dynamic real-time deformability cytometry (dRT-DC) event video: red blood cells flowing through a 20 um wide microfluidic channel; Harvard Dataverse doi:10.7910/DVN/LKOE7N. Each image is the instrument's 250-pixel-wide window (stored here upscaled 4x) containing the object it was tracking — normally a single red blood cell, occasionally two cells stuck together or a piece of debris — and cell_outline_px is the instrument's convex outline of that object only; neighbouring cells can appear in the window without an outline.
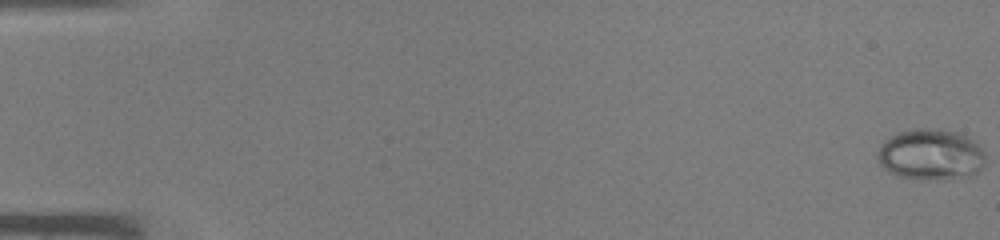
{"species": "common noctule bat (a hibernating species)", "species_latin": "Nyctalus noctula", "temperature_condition": "warm", "stored_images_in_passage": 44, "camera_frame_rate_fps": 3000, "um_per_image_px": 0.085, "animal": {"sex": "male", "body_mass_g": 19.0, "forearm_length_mm": 50.8}, "frame": {"image": 1, "passage_image": 1, "time_ms": 0.0, "image_size_px": [1000, 240], "cell_outline_px": [[984, 164], [976, 172], [968, 176], [936, 180], [924, 180], [900, 176], [888, 172], [880, 164], [880, 144], [892, 136], [900, 132], [916, 128], [936, 128], [956, 132], [972, 140], [984, 152]], "centroid_in_image_um": [79.12, 13.14], "position_along_channel_um": 5.9, "area_um2": 31.62}}
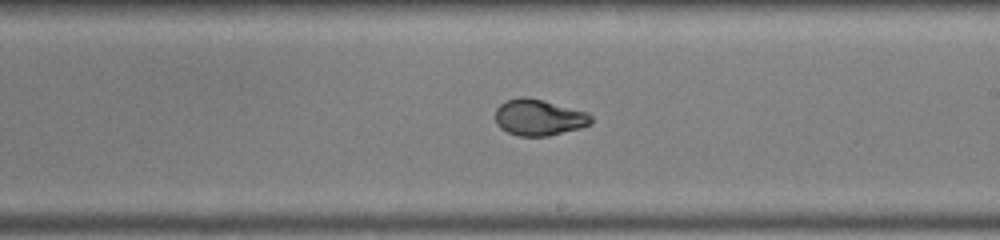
{"frame": {"image": 2, "passage_image": 28, "time_ms": 9.0, "image_size_px": [1000, 240], "cell_outline_px": [[592, 124], [580, 128], [548, 136], [520, 136], [508, 132], [500, 128], [496, 124], [496, 108], [500, 104], [508, 100], [520, 96], [524, 96], [588, 112], [592, 116]], "centroid_in_image_um": [45.81, 9.99], "position_along_channel_um": 243.2, "area_um2": 20.11}}
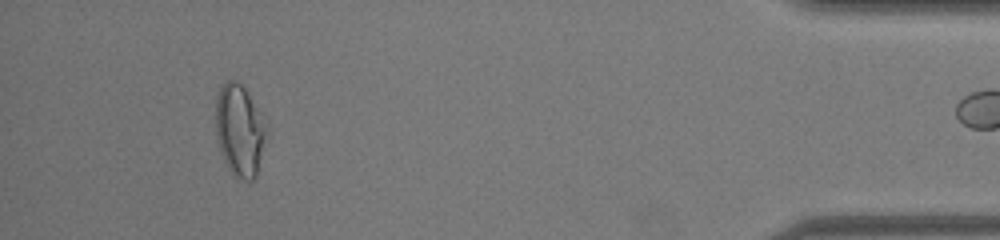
{"frame": {"image": 3, "passage_image": 43, "time_ms": 14.0, "image_size_px": [1000, 240], "cell_outline_px": [[268, 132], [256, 176], [252, 180], [236, 180], [228, 168], [220, 152], [216, 140], [216, 96], [220, 88], [228, 80], [236, 80], [244, 88], [264, 116], [268, 124]], "centroid_in_image_um": [20.38, 11.11], "position_along_channel_um": 414.8, "area_um2": 27.63}}